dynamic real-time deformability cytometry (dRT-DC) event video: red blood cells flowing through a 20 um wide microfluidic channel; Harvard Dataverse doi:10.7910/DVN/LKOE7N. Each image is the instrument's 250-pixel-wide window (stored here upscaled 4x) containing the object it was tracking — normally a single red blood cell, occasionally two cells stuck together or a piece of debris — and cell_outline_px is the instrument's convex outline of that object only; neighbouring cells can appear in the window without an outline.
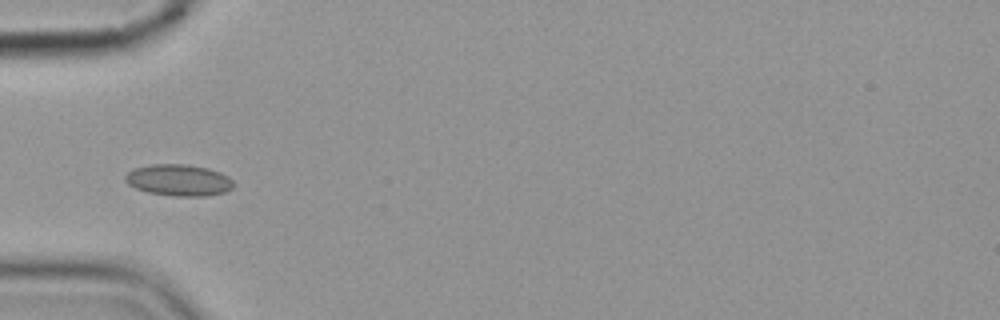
{"species": "common noctule bat (a hibernating species)", "species_latin": "Nyctalus noctula", "temperature_condition": "cold", "stored_images_in_passage": 11, "camera_frame_rate_fps": 3000, "um_per_image_px": 0.085, "animal": {"sex": "female", "body_mass_g": 19.9}, "frame": {"image": 1, "passage_image": 5, "time_ms": 5.333, "image_size_px": [1000, 320], "cell_outline_px": [[236, 184], [232, 188], [224, 192], [208, 196], [172, 196], [148, 192], [136, 188], [128, 184], [124, 180], [124, 176], [132, 168], [152, 164], [188, 164], [208, 168], [220, 172], [228, 176]], "centroid_in_image_um": [15.19, 15.31], "position_along_channel_um": 69.8, "area_um2": 20.11}}
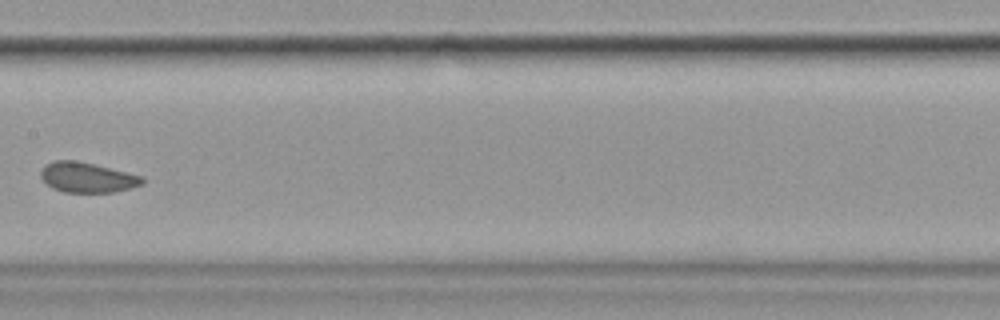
{"frame": {"image": 2, "passage_image": 8, "time_ms": 9.0, "image_size_px": [1000, 320], "cell_outline_px": [[144, 184], [112, 192], [64, 192], [52, 188], [40, 176], [40, 172], [44, 164], [52, 160], [76, 160], [144, 176]], "centroid_in_image_um": [7.39, 15.07], "position_along_channel_um": 200.0, "area_um2": 17.8}}
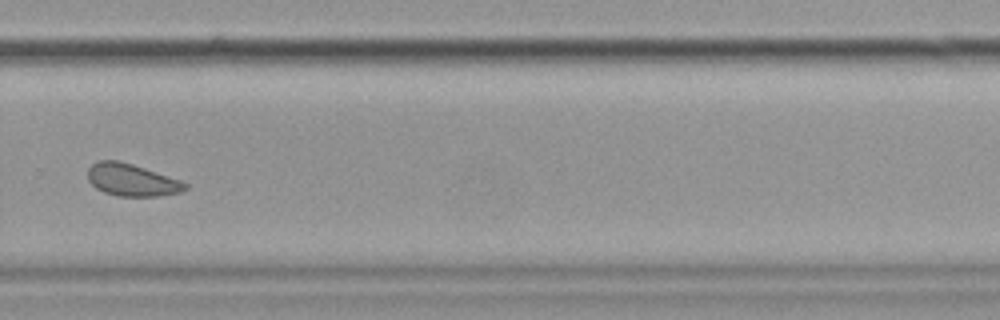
{"frame": {"image": 3, "passage_image": 11, "time_ms": 12.333, "image_size_px": [1000, 320], "cell_outline_px": [[188, 188], [180, 192], [160, 196], [120, 196], [104, 192], [96, 188], [88, 180], [88, 168], [92, 164], [100, 160], [120, 160], [180, 180], [188, 184]], "centroid_in_image_um": [11.19, 15.29], "position_along_channel_um": 318.6, "area_um2": 18.21}}